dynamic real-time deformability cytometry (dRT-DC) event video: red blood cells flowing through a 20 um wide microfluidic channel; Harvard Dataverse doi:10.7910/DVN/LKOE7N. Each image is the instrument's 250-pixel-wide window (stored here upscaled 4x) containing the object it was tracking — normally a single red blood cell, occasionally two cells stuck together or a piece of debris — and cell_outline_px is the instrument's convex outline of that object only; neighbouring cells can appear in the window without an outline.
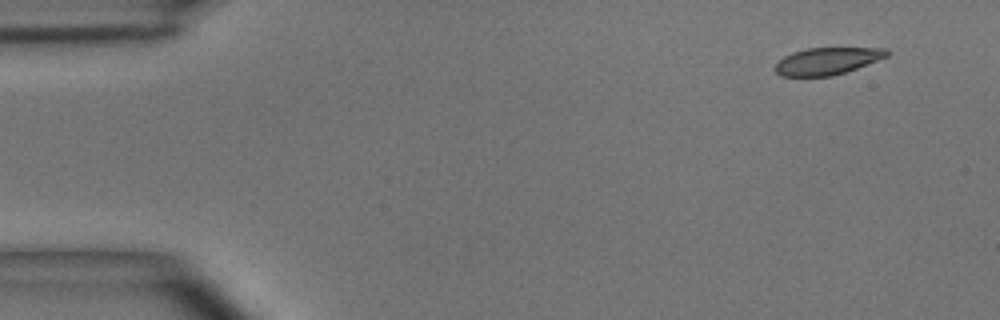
{"species": "common noctule bat (a hibernating species)", "species_latin": "Nyctalus noctula", "temperature_condition": "room temperature", "stored_images_in_passage": 48, "camera_frame_rate_fps": 3000, "um_per_image_px": 0.085, "animal": {"sex": "male", "body_mass_g": 15.6}, "frame": {"image": 1, "passage_image": 1, "time_ms": 0.0, "image_size_px": [1000, 320], "cell_outline_px": [[892, 52], [888, 56], [856, 68], [832, 76], [780, 76], [776, 72], [776, 64], [784, 56], [792, 52], [808, 48], [888, 48]], "centroid_in_image_um": [70.34, 5.18], "position_along_channel_um": 14.7, "area_um2": 17.51}}
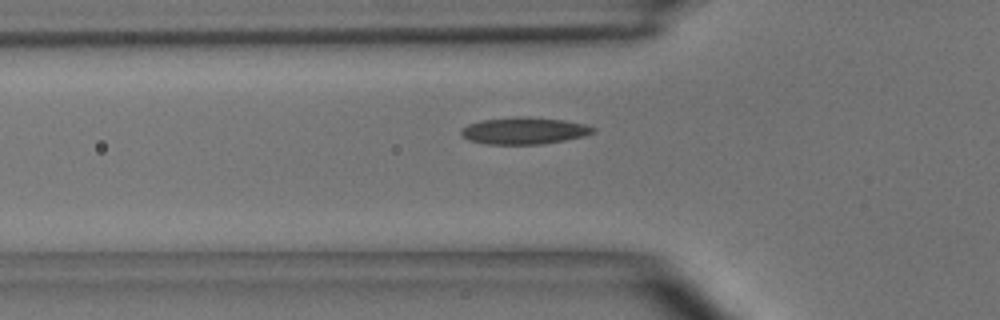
{"frame": {"image": 2, "passage_image": 14, "time_ms": 4.333, "image_size_px": [1000, 320], "cell_outline_px": [[596, 132], [584, 136], [564, 140], [540, 144], [488, 144], [468, 140], [460, 132], [468, 124], [480, 120], [516, 116], [528, 116], [564, 120], [584, 124], [596, 128]], "centroid_in_image_um": [44.57, 11.1], "position_along_channel_um": 81.2, "area_um2": 20.69}}
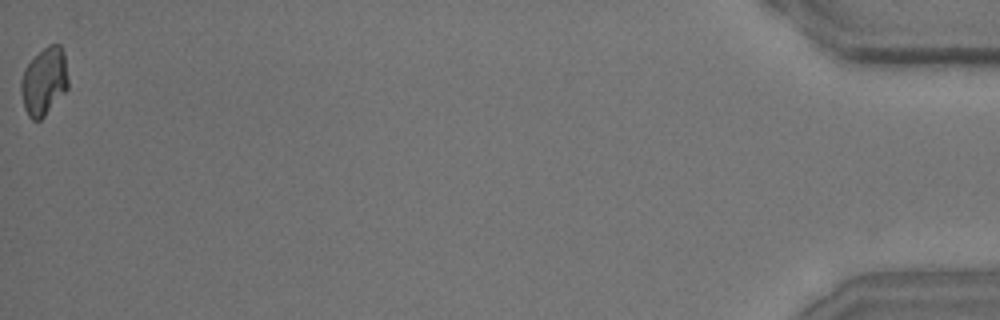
{"frame": {"image": 3, "passage_image": 48, "time_ms": 15.667, "image_size_px": [1000, 320], "cell_outline_px": [[68, 88], [44, 116], [40, 120], [32, 120], [28, 116], [24, 108], [20, 92], [20, 80], [24, 68], [48, 44], [60, 44], [64, 56], [68, 80]], "centroid_in_image_um": [3.72, 6.94], "position_along_channel_um": 431.5, "area_um2": 18.5}, "authors_computed_cell_mechanics": {"area_um2": 19.1896, "velocity_mm_per_s": 3.9189, "shape_relaxation_time_tau1_ms": 3.1354, "shape_relaxation_time_tau2_ms": 2.5751, "deformation_change_tau1": 0.1203, "deformation_change_tau2": 0.0729}}